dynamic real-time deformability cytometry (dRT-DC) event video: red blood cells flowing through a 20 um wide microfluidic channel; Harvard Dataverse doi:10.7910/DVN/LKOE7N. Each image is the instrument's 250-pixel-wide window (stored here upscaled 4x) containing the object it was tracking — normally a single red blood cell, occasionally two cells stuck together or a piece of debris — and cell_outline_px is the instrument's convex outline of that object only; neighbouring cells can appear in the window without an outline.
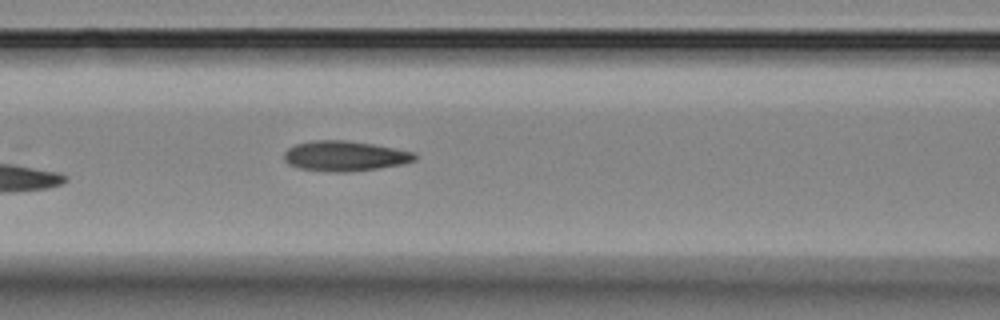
{"species": "Egyptian fruit bat (a non-hibernating species)", "species_latin": "Rousettus aegyptiacus", "temperature_condition": "room temperature", "stored_images_in_passage": 7, "camera_frame_rate_fps": 3000, "um_per_image_px": 0.085, "animal": {"sex": "female"}, "frame": {"image": 1, "passage_image": 7, "time_ms": 7.0, "image_size_px": [1000, 320], "cell_outline_px": [[416, 160], [400, 164], [376, 168], [348, 172], [332, 172], [300, 168], [288, 164], [284, 160], [284, 152], [288, 148], [296, 144], [312, 140], [348, 140], [396, 148], [416, 152]], "centroid_in_image_um": [29.3, 13.25], "position_along_channel_um": 137.3, "area_um2": 22.95}}